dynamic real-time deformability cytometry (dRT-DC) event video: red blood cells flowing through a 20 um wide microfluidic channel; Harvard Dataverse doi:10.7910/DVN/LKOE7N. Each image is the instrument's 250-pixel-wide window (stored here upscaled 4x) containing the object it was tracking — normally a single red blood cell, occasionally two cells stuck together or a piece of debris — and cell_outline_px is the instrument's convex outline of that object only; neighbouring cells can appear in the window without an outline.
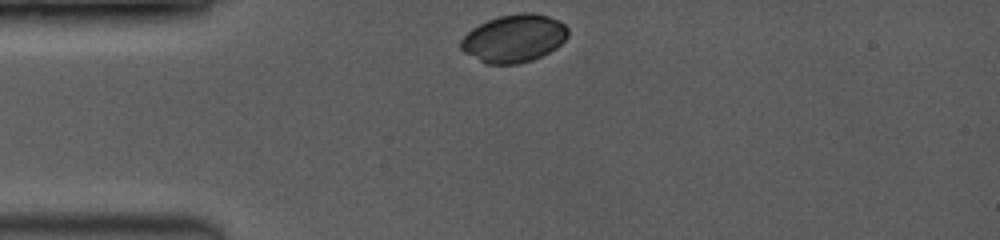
{"species": "common noctule bat (a hibernating species)", "species_latin": "Nyctalus noctula", "temperature_condition": "room temperature", "stored_images_in_passage": 9, "camera_frame_rate_fps": 3500, "um_per_image_px": 0.085, "animal": {"sex": "female", "body_mass_g": 19.0, "forearm_length_mm": 53.3}, "frame": {"image": 1, "passage_image": 1, "time_ms": 0.0, "image_size_px": [1000, 240], "cell_outline_px": [[568, 36], [556, 48], [532, 60], [516, 64], [488, 64], [464, 52], [460, 48], [460, 40], [472, 28], [488, 20], [500, 16], [520, 12], [532, 12], [548, 16], [560, 20], [568, 28]], "centroid_in_image_um": [43.7, 3.25], "position_along_channel_um": 41.3, "area_um2": 29.71}}
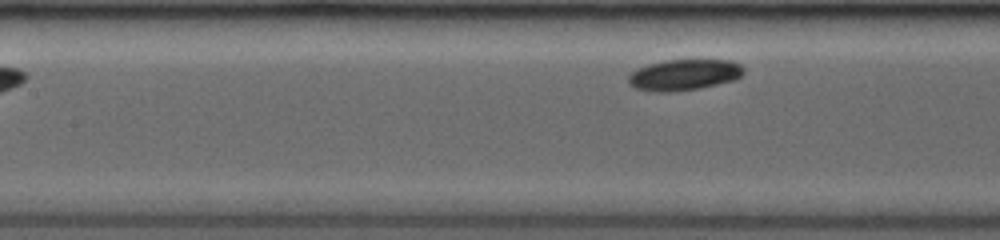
{"frame": {"image": 2, "passage_image": 9, "time_ms": 4.857, "image_size_px": [1000, 240], "cell_outline_px": [[744, 72], [736, 80], [700, 88], [672, 92], [652, 92], [636, 88], [628, 84], [628, 76], [632, 72], [648, 64], [664, 60], [732, 60], [740, 64], [744, 68]], "centroid_in_image_um": [58.16, 6.36], "position_along_channel_um": 149.2, "area_um2": 20.98}}